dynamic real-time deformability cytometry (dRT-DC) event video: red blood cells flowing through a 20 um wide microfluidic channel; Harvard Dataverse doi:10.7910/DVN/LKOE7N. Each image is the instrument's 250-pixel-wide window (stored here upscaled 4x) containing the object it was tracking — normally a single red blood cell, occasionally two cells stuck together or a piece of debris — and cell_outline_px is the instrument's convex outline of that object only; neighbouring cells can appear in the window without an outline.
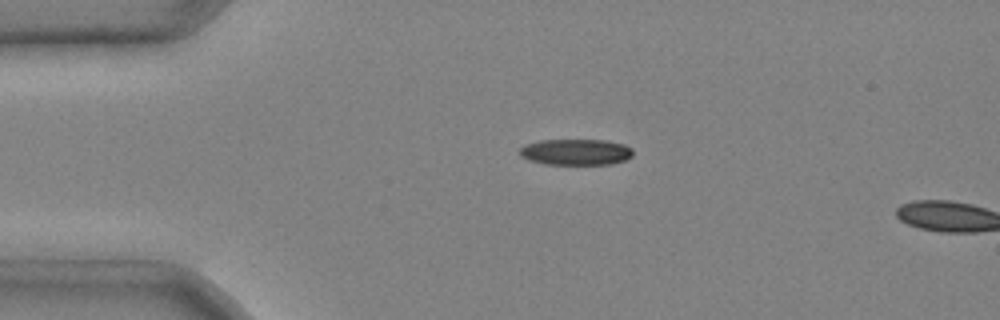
{"species": "common noctule bat (a hibernating species)", "species_latin": "Nyctalus noctula", "temperature_condition": "cold", "stored_images_in_passage": 3, "segment_of_instrument_passage": [1, 2], "camera_frame_rate_fps": 3000, "um_per_image_px": 0.085, "animal": {"sex": "male", "body_mass_g": 20.4}, "frame": {"image": 1, "passage_image": 2, "time_ms": 0.333, "image_size_px": [1000, 320], "cell_outline_px": [[632, 156], [624, 160], [612, 164], [544, 164], [528, 160], [520, 156], [520, 148], [528, 144], [540, 140], [608, 140], [624, 144], [632, 148]], "centroid_in_image_um": [48.96, 12.92], "position_along_channel_um": 36.0, "area_um2": 17.22}}